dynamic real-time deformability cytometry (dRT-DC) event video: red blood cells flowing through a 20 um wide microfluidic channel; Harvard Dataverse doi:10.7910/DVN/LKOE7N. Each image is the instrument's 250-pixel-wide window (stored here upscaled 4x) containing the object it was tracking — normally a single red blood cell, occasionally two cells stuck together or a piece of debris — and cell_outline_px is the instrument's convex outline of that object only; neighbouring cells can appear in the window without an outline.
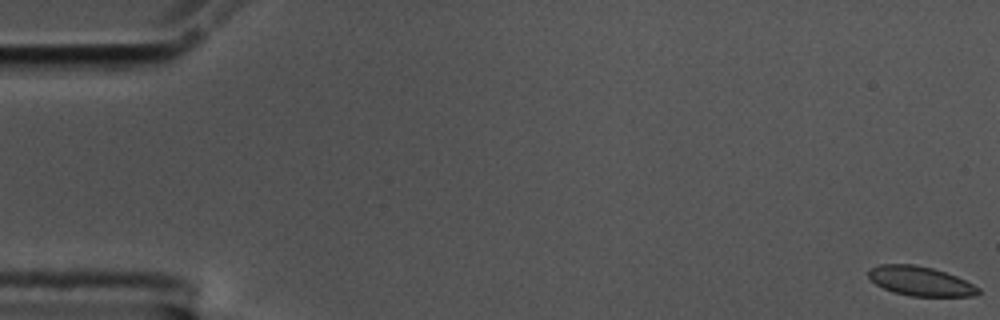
{"species": "common noctule bat (a hibernating species)", "species_latin": "Nyctalus noctula", "temperature_condition": "cold", "stored_images_in_passage": 7, "camera_frame_rate_fps": 3000, "um_per_image_px": 0.085, "animal": {"sex": "male", "body_mass_g": 17.5, "forearm_length_mm": 52.3}, "frame": {"image": 1, "passage_image": 1, "time_ms": 0.0, "image_size_px": [1000, 320], "cell_outline_px": [[980, 292], [976, 296], [912, 296], [896, 292], [884, 288], [876, 284], [868, 276], [868, 268], [880, 264], [916, 264], [932, 268], [956, 276], [980, 288]], "centroid_in_image_um": [78.22, 23.88], "position_along_channel_um": 6.8, "area_um2": 18.67}}